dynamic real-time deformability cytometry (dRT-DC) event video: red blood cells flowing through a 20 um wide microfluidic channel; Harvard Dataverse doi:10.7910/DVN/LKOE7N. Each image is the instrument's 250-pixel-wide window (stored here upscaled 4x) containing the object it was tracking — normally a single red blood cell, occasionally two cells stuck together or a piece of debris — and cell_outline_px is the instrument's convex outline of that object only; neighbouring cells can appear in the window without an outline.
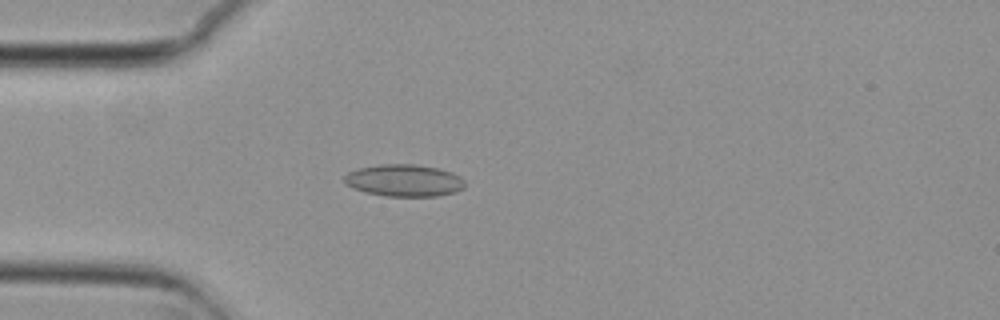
{"species": "common noctule bat (a hibernating species)", "species_latin": "Nyctalus noctula", "temperature_condition": "cold", "stored_images_in_passage": 47, "camera_frame_rate_fps": 3000, "um_per_image_px": 0.085, "animal": {"sex": "female", "body_mass_g": 29.2, "forearm_length_mm": 56.3}, "frame": {"image": 1, "passage_image": 7, "time_ms": 2.0, "image_size_px": [1000, 320], "cell_outline_px": [[464, 188], [452, 192], [436, 196], [384, 196], [364, 192], [352, 188], [344, 184], [344, 176], [348, 172], [360, 168], [380, 164], [416, 164], [436, 168], [452, 172], [460, 176], [464, 180]], "centroid_in_image_um": [34.31, 15.34], "position_along_channel_um": 50.7, "area_um2": 22.54}}
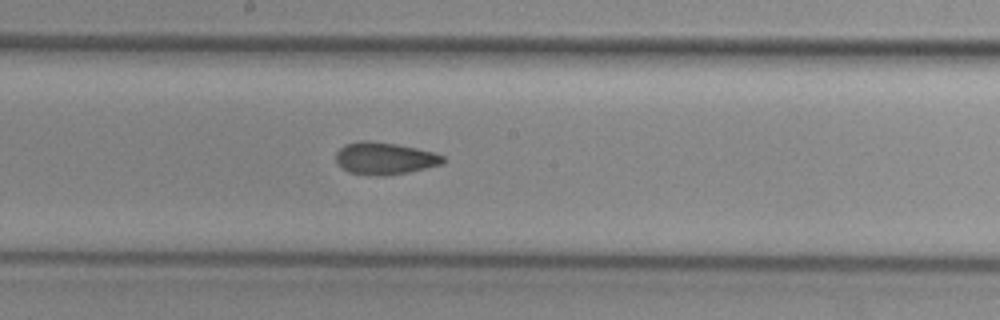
{"frame": {"image": 2, "passage_image": 21, "time_ms": 6.667, "image_size_px": [1000, 320], "cell_outline_px": [[444, 164], [408, 172], [388, 176], [368, 176], [348, 172], [336, 164], [336, 152], [344, 144], [360, 140], [364, 140], [396, 144], [416, 148], [432, 152], [444, 156]], "centroid_in_image_um": [32.65, 13.48], "position_along_channel_um": 215.5, "area_um2": 20.35}}
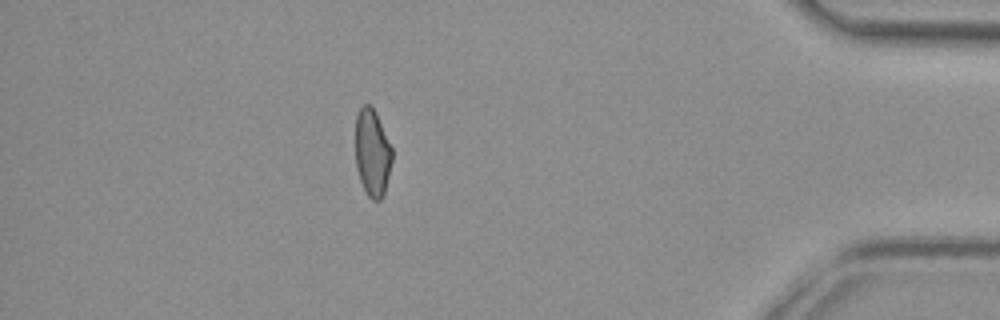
{"frame": {"image": 3, "passage_image": 40, "time_ms": 13.0, "image_size_px": [1000, 320], "cell_outline_px": [[392, 160], [384, 196], [380, 200], [372, 200], [368, 196], [360, 180], [356, 168], [356, 116], [360, 108], [364, 104], [368, 104], [376, 112], [392, 148]], "centroid_in_image_um": [31.65, 13.0], "position_along_channel_um": 403.6, "area_um2": 18.61}, "authors_computed_cell_mechanics": {"area_um2": 19.7098, "velocity_mm_per_s": 3.7463, "shape_relaxation_time_tau1_ms": 10.4357, "shape_relaxation_time_tau2_ms": 3.0724, "deformation_change_tau1": 0.1631, "deformation_change_tau2": 0.0902}}